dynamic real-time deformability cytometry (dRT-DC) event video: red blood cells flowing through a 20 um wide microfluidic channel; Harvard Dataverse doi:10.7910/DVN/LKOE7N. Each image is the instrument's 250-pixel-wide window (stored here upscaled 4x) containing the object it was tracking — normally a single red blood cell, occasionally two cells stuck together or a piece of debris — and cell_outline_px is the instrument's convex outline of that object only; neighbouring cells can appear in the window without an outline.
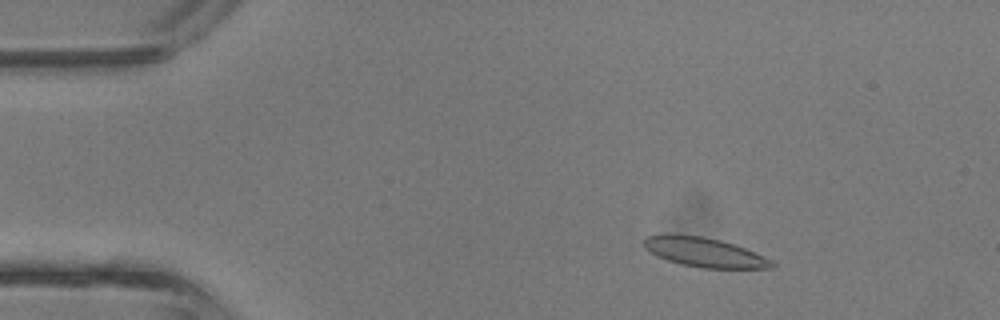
{"species": "common noctule bat (a hibernating species)", "species_latin": "Nyctalus noctula", "temperature_condition": "room temperature", "stored_images_in_passage": 41, "camera_frame_rate_fps": 3000, "um_per_image_px": 0.085, "animal": {"sex": "male", "body_mass_g": 13.3}, "frame": {"image": 1, "passage_image": 6, "time_ms": 1.667, "image_size_px": [1000, 320], "cell_outline_px": [[776, 268], [700, 268], [680, 264], [656, 256], [644, 248], [644, 240], [648, 236], [664, 232], [700, 236], [720, 240], [744, 248], [772, 260], [776, 264]], "centroid_in_image_um": [59.82, 21.43], "position_along_channel_um": 25.2, "area_um2": 22.08}}
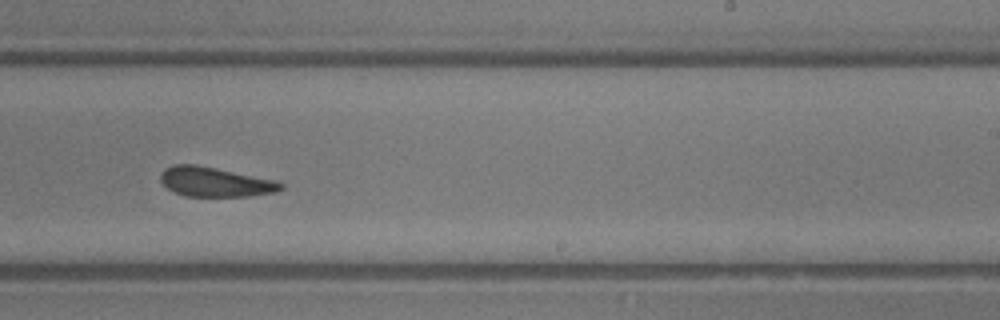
{"frame": {"image": 2, "passage_image": 25, "time_ms": 8.0, "image_size_px": [1000, 320], "cell_outline_px": [[284, 188], [276, 192], [248, 196], [184, 196], [172, 192], [160, 180], [160, 176], [164, 168], [172, 164], [196, 164], [276, 180], [284, 184]], "centroid_in_image_um": [18.27, 15.46], "position_along_channel_um": 270.7, "area_um2": 20.87}}
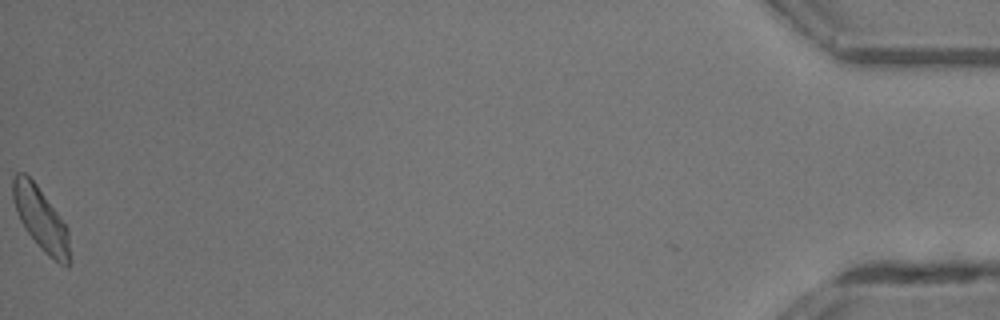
{"frame": {"image": 3, "passage_image": 41, "time_ms": 13.333, "image_size_px": [1000, 320], "cell_outline_px": [[68, 268], [60, 264], [44, 252], [40, 248], [24, 228], [20, 220], [12, 196], [12, 176], [16, 172], [24, 172], [36, 184], [68, 228]], "centroid_in_image_um": [3.43, 18.57], "position_along_channel_um": 431.8, "area_um2": 20.4}, "authors_computed_cell_mechanics": {"area_um2": 21.2704, "velocity_mm_per_s": 4.9974, "shape_relaxation_time_tau1_ms": null, "shape_relaxation_time_tau2_ms": 1.1866, "deformation_change_tau1": null, "deformation_change_tau2": 0.0837}}